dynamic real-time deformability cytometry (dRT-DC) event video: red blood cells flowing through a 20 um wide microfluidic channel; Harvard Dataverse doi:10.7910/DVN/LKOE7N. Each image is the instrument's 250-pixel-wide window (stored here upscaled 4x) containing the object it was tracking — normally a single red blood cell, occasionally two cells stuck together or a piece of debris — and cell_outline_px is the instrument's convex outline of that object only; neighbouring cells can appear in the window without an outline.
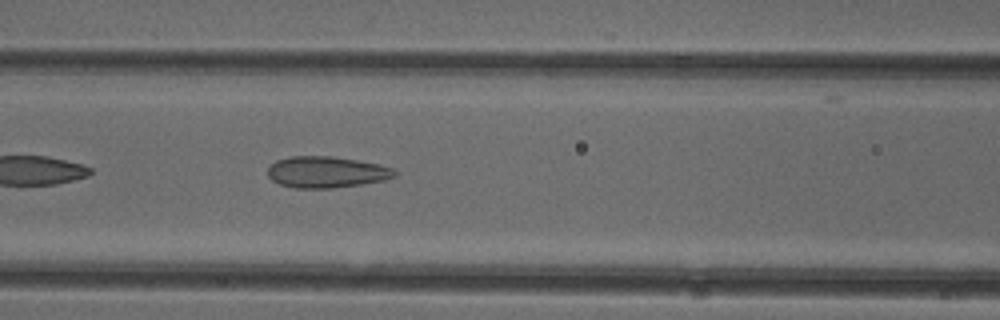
{"species": "common noctule bat (a hibernating species)", "species_latin": "Nyctalus noctula", "temperature_condition": "cold", "stored_images_in_passage": 34, "camera_frame_rate_fps": 3000, "um_per_image_px": 0.085, "animal": {"sex": "female"}, "frame": {"image": 1, "passage_image": 5, "time_ms": 1.333, "image_size_px": [1000, 320], "cell_outline_px": [[396, 176], [384, 180], [360, 184], [332, 188], [296, 188], [280, 184], [272, 180], [268, 176], [268, 168], [276, 160], [292, 156], [332, 156], [356, 160], [376, 164], [392, 168], [396, 172]], "centroid_in_image_um": [27.72, 14.63], "position_along_channel_um": 138.9, "area_um2": 22.95}}
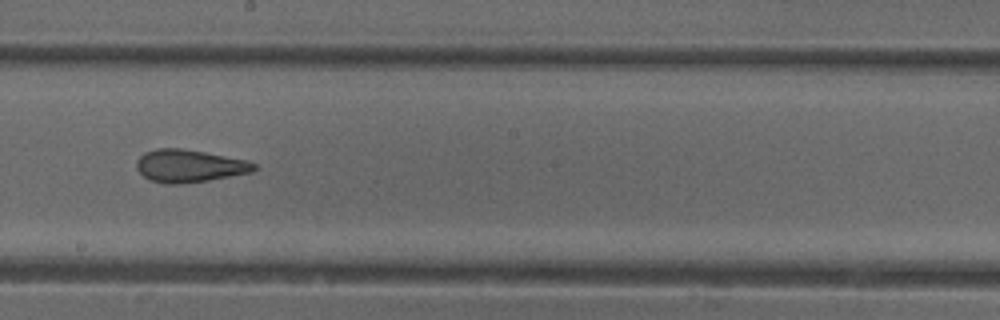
{"frame": {"image": 2, "passage_image": 12, "time_ms": 3.667, "image_size_px": [1000, 320], "cell_outline_px": [[256, 168], [252, 172], [208, 180], [180, 184], [164, 184], [152, 180], [144, 176], [136, 168], [136, 160], [144, 152], [156, 148], [180, 148], [204, 152], [248, 160], [256, 164]], "centroid_in_image_um": [16.07, 14.1], "position_along_channel_um": 232.1, "area_um2": 22.31}}
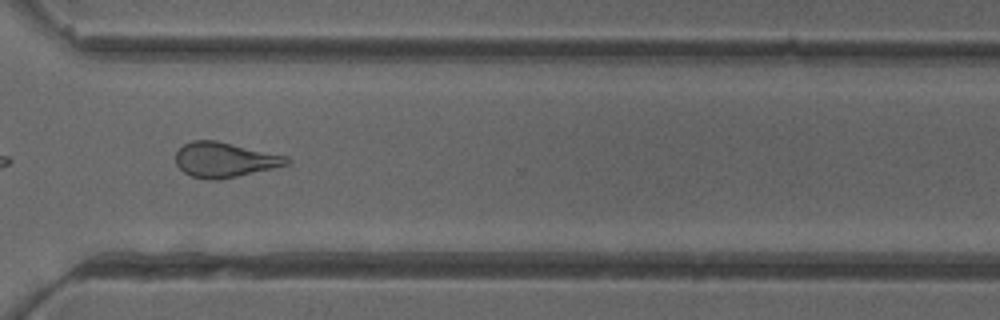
{"frame": {"image": 3, "passage_image": 21, "time_ms": 6.667, "image_size_px": [1000, 320], "cell_outline_px": [[292, 164], [236, 176], [216, 180], [212, 180], [192, 176], [184, 172], [176, 164], [176, 152], [184, 144], [192, 140], [216, 140], [288, 156], [292, 160]], "centroid_in_image_um": [19.13, 13.57], "position_along_channel_um": 351.5, "area_um2": 22.6}, "authors_computed_cell_mechanics": {"area_um2": 22.4842, "velocity_mm_per_s": 3.9884, "shape_relaxation_time_tau1_ms": null, "shape_relaxation_time_tau2_ms": 1.4065, "deformation_change_tau1": null, "deformation_change_tau2": 0.0812}}